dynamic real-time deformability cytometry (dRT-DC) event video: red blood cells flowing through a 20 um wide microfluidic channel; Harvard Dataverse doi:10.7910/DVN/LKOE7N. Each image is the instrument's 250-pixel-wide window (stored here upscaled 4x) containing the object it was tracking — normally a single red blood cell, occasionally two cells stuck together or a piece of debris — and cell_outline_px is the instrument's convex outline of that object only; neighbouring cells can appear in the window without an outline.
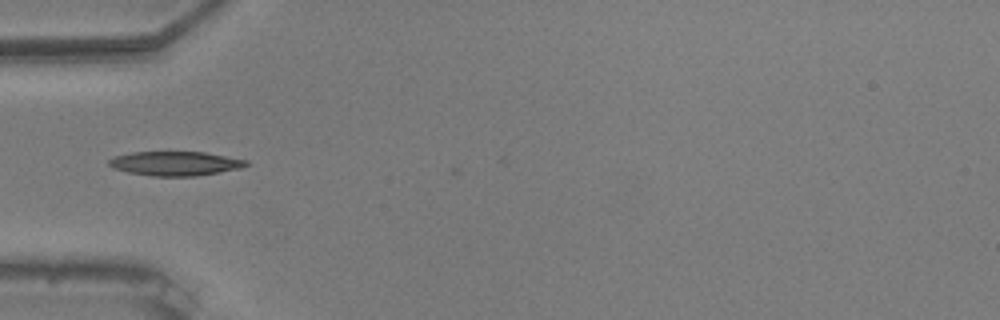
{"species": "common noctule bat (a hibernating species)", "species_latin": "Nyctalus noctula", "temperature_condition": "warm", "stored_images_in_passage": 17, "camera_frame_rate_fps": 3000, "um_per_image_px": 0.085, "animal": {"sex": "male", "body_mass_g": 20.5, "forearm_length_mm": 52.5}, "frame": {"image": 1, "passage_image": 1, "time_ms": 0.0, "image_size_px": [1000, 320], "cell_outline_px": [[248, 164], [240, 168], [196, 176], [152, 176], [128, 172], [112, 168], [108, 164], [108, 160], [116, 156], [132, 152], [204, 152], [248, 160]], "centroid_in_image_um": [14.88, 13.89], "position_along_channel_um": 70.1, "area_um2": 19.25}}
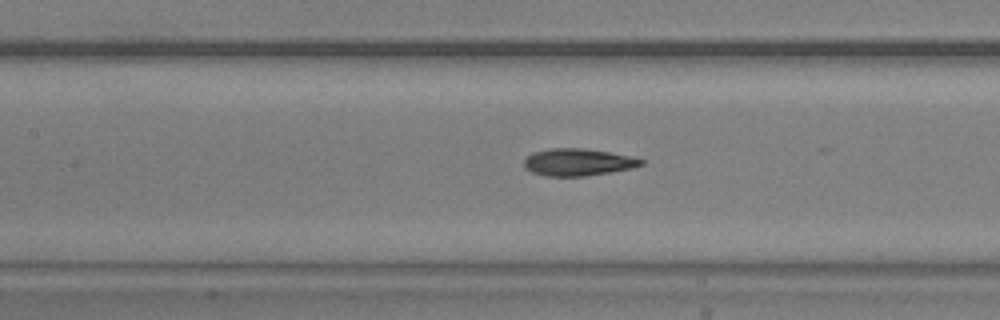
{"frame": {"image": 2, "passage_image": 8, "time_ms": 2.333, "image_size_px": [1000, 320], "cell_outline_px": [[644, 164], [632, 168], [584, 176], [544, 176], [532, 172], [524, 168], [524, 160], [532, 152], [552, 148], [584, 148], [632, 156], [644, 160]], "centroid_in_image_um": [49.11, 13.78], "position_along_channel_um": 158.3, "area_um2": 18.5}}
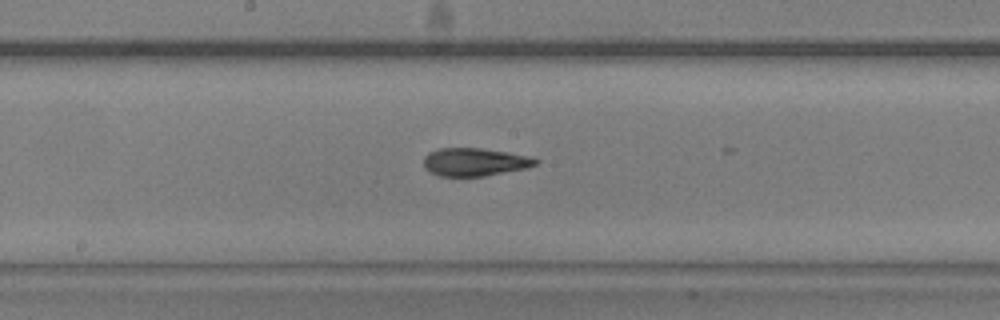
{"frame": {"image": 3, "passage_image": 12, "time_ms": 3.667, "image_size_px": [1000, 320], "cell_outline_px": [[540, 160], [536, 164], [524, 168], [484, 176], [440, 176], [428, 172], [424, 168], [424, 156], [428, 152], [440, 148], [480, 148], [532, 156]], "centroid_in_image_um": [40.31, 13.76], "position_along_channel_um": 207.9, "area_um2": 18.26}}